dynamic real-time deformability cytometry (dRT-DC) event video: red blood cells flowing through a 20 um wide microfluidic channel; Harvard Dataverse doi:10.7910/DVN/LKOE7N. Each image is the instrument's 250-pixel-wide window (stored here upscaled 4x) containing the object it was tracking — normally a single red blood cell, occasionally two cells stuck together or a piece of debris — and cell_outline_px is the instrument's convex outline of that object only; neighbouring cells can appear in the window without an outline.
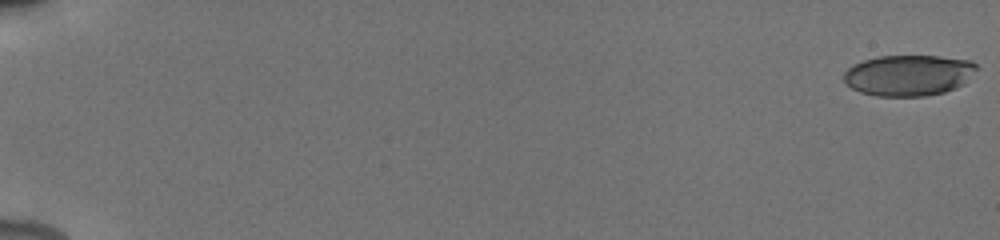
{"species": "human", "species_latin": "Homo sapiens", "temperature_condition": "cold", "stored_images_in_passage": 35, "camera_frame_rate_fps": 3000, "um_per_image_px": 0.085, "donor": {"sex": "male"}, "frame": {"image": 1, "passage_image": 1, "time_ms": 0.0, "image_size_px": [1000, 240], "cell_outline_px": [[976, 68], [964, 84], [956, 88], [944, 92], [924, 96], [876, 96], [860, 92], [852, 88], [844, 80], [844, 72], [852, 64], [864, 60], [880, 56], [940, 56], [972, 60], [976, 64]], "centroid_in_image_um": [77.23, 6.39], "position_along_channel_um": 7.8, "area_um2": 31.67}}